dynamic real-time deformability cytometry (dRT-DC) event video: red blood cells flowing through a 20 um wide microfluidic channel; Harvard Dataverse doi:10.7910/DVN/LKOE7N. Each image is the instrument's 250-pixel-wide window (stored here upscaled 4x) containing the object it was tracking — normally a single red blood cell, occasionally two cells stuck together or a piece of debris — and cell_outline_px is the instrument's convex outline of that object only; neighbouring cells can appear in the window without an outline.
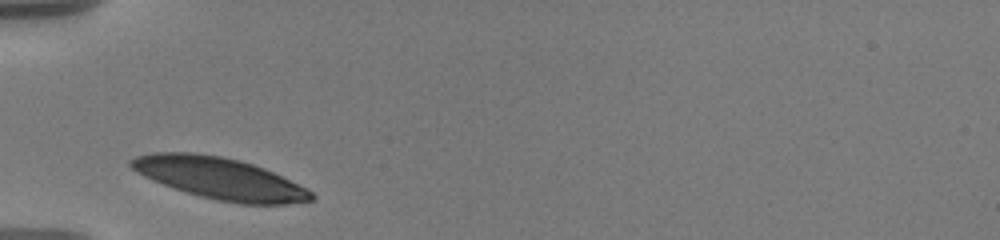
{"species": "human", "species_latin": "Homo sapiens", "temperature_condition": "warm", "stored_images_in_passage": 20, "camera_frame_rate_fps": 3000, "um_per_image_px": 0.085, "donor": {"sex": "male"}, "frame": {"image": 1, "passage_image": 1, "time_ms": 0.0, "image_size_px": [1000, 240], "cell_outline_px": [[316, 200], [288, 204], [240, 204], [200, 196], [152, 180], [136, 172], [128, 164], [128, 160], [136, 156], [152, 152], [192, 152], [220, 156], [240, 160], [264, 168], [308, 188], [316, 196]], "centroid_in_image_um": [18.71, 15.15], "position_along_channel_um": 66.3, "area_um2": 43.7}}
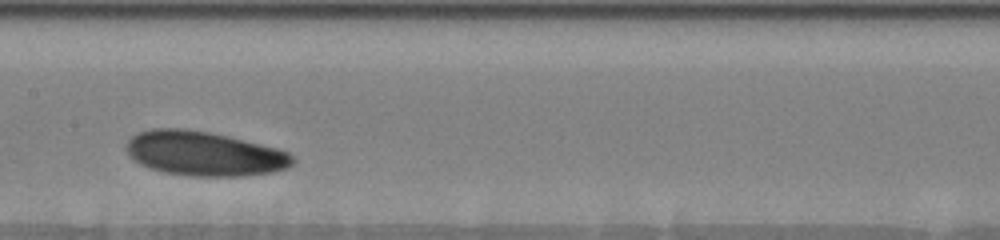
{"frame": {"image": 2, "passage_image": 7, "time_ms": 3.667, "image_size_px": [1000, 240], "cell_outline_px": [[296, 160], [288, 168], [272, 172], [240, 176], [192, 176], [164, 172], [140, 164], [132, 160], [128, 156], [128, 140], [132, 136], [140, 132], [152, 128], [184, 128], [212, 132], [276, 148], [288, 152]], "centroid_in_image_um": [17.36, 13.05], "position_along_channel_um": 190.0, "area_um2": 43.0}}
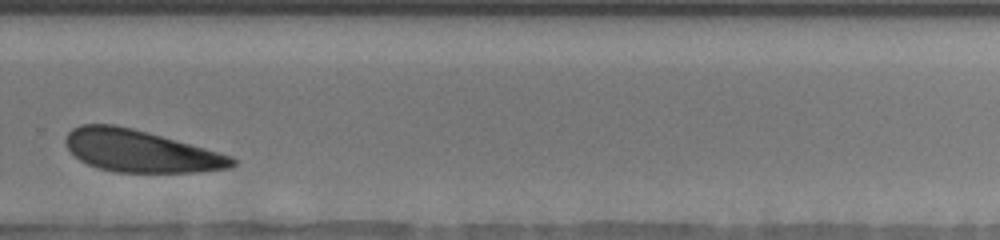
{"frame": {"image": 3, "passage_image": 14, "time_ms": 7.333, "image_size_px": [1000, 240], "cell_outline_px": [[236, 164], [232, 168], [200, 172], [112, 172], [96, 168], [80, 160], [64, 144], [64, 140], [68, 132], [72, 128], [80, 124], [112, 124], [132, 128], [148, 132], [232, 156], [236, 160]], "centroid_in_image_um": [11.92, 12.84], "position_along_channel_um": 317.9, "area_um2": 40.81}, "authors_computed_cell_mechanics": {"area_um2": 42.5119, "velocity_mm_per_s": 3.4985, "shape_relaxation_time_tau1_ms": 2.1325, "shape_relaxation_time_tau2_ms": null, "deformation_change_tau1": 0.0727, "deformation_change_tau2": null}}